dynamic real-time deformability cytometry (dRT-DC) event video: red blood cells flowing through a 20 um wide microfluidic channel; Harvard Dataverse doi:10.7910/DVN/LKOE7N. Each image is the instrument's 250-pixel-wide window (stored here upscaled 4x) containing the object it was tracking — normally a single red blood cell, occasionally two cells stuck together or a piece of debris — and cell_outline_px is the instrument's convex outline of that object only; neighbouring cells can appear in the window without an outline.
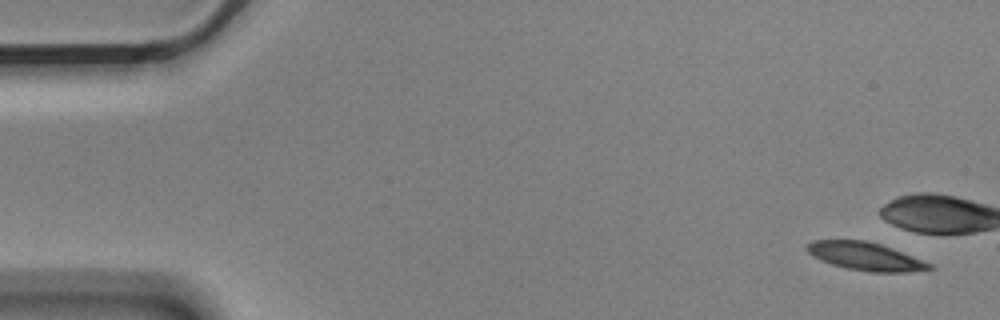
{"species": "Egyptian fruit bat (a non-hibernating species)", "species_latin": "Rousettus aegyptiacus", "temperature_condition": "cold", "stored_images_in_passage": 6, "camera_frame_rate_fps": 3000, "um_per_image_px": 0.085, "animal": {"sex": "male"}, "frame": {"image": 1, "passage_image": 1, "time_ms": 0.0, "image_size_px": [1000, 320], "cell_outline_px": [[932, 268], [904, 272], [872, 272], [848, 268], [832, 264], [820, 260], [812, 256], [804, 248], [812, 240], [864, 240], [880, 244], [932, 264]], "centroid_in_image_um": [73.48, 21.78], "position_along_channel_um": 11.5, "area_um2": 19.59}}
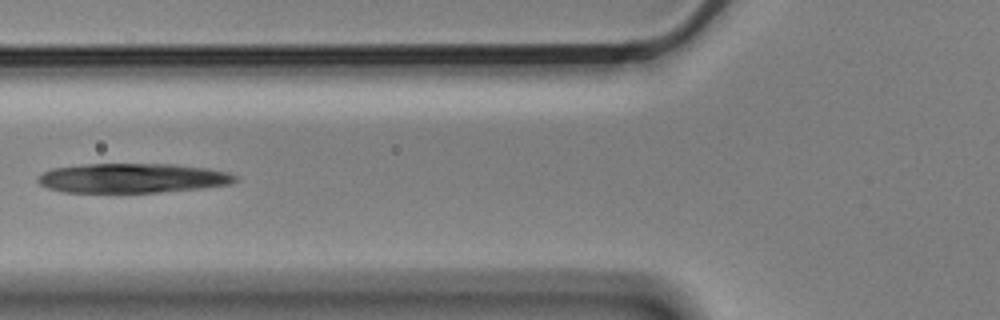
{"frame": {"image": 2, "passage_image": 6, "time_ms": 1.667, "image_size_px": [1000, 320], "cell_outline_px": [[236, 180], [232, 184], [200, 188], [160, 192], [64, 192], [48, 188], [40, 184], [36, 180], [36, 176], [40, 172], [52, 168], [84, 164], [172, 164], [208, 168], [228, 172], [236, 176]], "centroid_in_image_um": [11.21, 15.13], "position_along_channel_um": 114.6, "area_um2": 34.1}}